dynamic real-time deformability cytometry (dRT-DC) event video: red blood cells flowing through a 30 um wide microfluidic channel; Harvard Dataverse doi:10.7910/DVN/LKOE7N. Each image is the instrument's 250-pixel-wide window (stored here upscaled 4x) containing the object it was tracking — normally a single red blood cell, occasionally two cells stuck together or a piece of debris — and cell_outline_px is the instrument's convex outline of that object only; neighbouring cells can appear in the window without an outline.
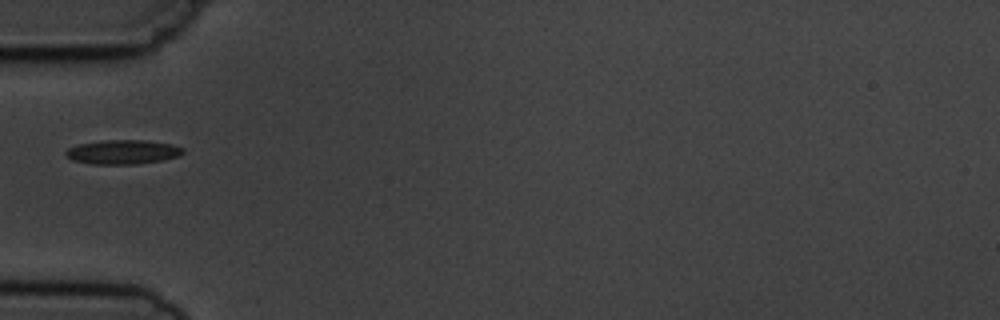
{"species": "common noctule bat (a hibernating species)", "species_latin": "Nyctalus noctula", "temperature_condition": "cold", "stored_images_in_passage": 1, "camera_frame_rate_fps": 3000, "um_per_image_px": 0.085, "animal": {"sex": "male", "body_mass_g": 19.5, "forearm_length_mm": 54.6}, "frame": {"image": 1, "passage_image": 1, "time_ms": 0.0, "image_size_px": [1000, 320], "cell_outline_px": [[184, 152], [176, 156], [164, 160], [136, 164], [92, 164], [72, 160], [64, 156], [64, 152], [68, 148], [76, 144], [104, 140], [144, 140], [172, 144], [184, 148]], "centroid_in_image_um": [10.39, 12.92], "position_along_channel_um": 74.6, "area_um2": 16.7}}